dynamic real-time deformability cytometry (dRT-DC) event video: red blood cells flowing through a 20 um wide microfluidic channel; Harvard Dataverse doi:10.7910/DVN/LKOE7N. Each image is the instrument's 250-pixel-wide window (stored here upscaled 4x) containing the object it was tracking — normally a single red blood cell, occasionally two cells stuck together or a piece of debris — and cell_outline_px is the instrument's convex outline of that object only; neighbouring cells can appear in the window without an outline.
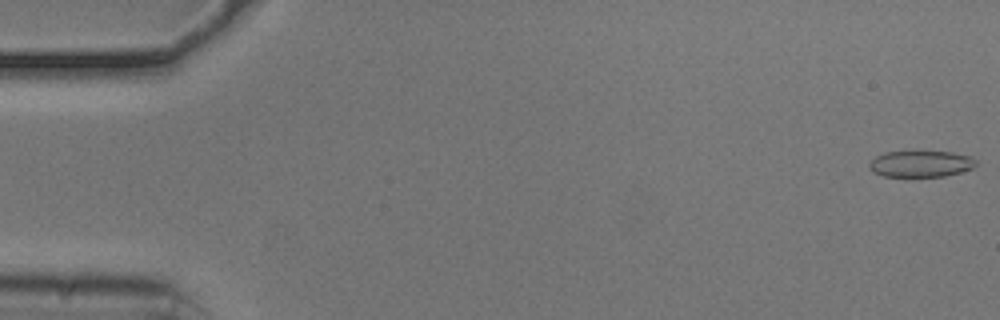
{"species": "common noctule bat (a hibernating species)", "species_latin": "Nyctalus noctula", "temperature_condition": "cold", "stored_images_in_passage": 51, "camera_frame_rate_fps": 3000, "um_per_image_px": 0.085, "animal": {"sex": "male", "body_mass_g": 20.5, "forearm_length_mm": 52.5}, "frame": {"image": 1, "passage_image": 1, "time_ms": 0.0, "image_size_px": [1000, 320], "cell_outline_px": [[976, 164], [972, 168], [960, 172], [944, 176], [884, 176], [872, 172], [868, 164], [876, 156], [884, 152], [916, 148], [952, 152], [968, 156], [976, 160]], "centroid_in_image_um": [78.23, 13.86], "position_along_channel_um": 6.8, "area_um2": 17.11}}
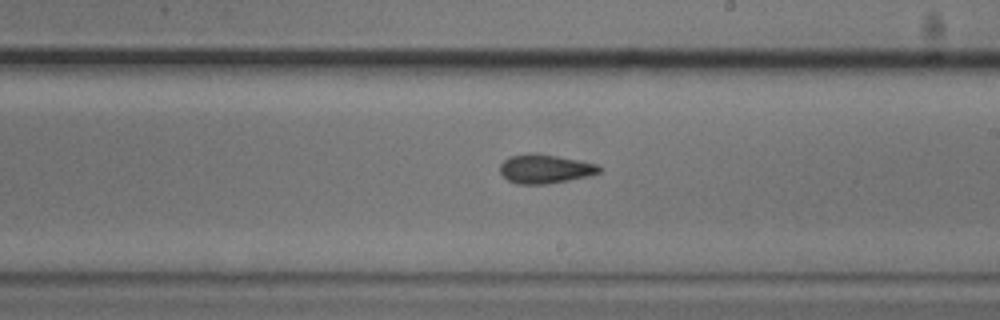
{"frame": {"image": 2, "passage_image": 31, "time_ms": 10.0, "image_size_px": [1000, 320], "cell_outline_px": [[604, 168], [600, 172], [588, 176], [568, 180], [544, 184], [516, 184], [508, 180], [500, 172], [500, 164], [508, 156], [528, 152], [532, 152], [556, 156], [600, 164]], "centroid_in_image_um": [46.33, 14.34], "position_along_channel_um": 242.7, "area_um2": 16.94}}
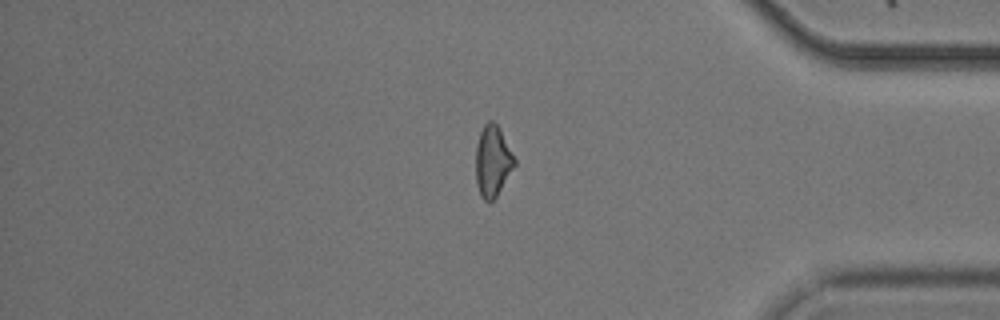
{"frame": {"image": 3, "passage_image": 45, "time_ms": 14.667, "image_size_px": [1000, 320], "cell_outline_px": [[516, 164], [496, 196], [488, 204], [480, 196], [476, 184], [476, 144], [480, 132], [484, 124], [488, 120], [492, 120], [496, 124], [516, 160]], "centroid_in_image_um": [41.85, 13.72], "position_along_channel_um": 393.4, "area_um2": 15.9}, "authors_computed_cell_mechanics": {"area_um2": 16.6464, "velocity_mm_per_s": 3.7569, "shape_relaxation_time_tau1_ms": 4.5912, "shape_relaxation_time_tau2_ms": 2.3904, "deformation_change_tau1": 0.1066, "deformation_change_tau2": 0.0907}}